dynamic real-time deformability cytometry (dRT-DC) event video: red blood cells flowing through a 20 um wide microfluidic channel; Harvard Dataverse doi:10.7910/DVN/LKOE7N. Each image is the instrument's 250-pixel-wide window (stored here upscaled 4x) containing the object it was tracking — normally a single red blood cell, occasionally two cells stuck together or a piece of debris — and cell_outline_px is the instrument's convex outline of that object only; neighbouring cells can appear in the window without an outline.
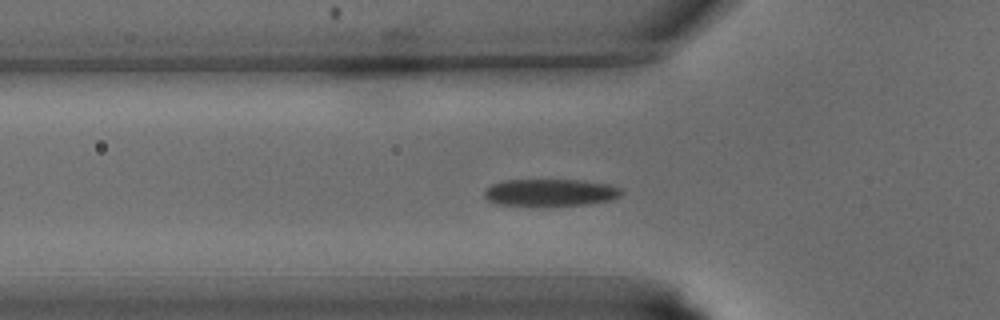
{"species": "common noctule bat (a hibernating species)", "species_latin": "Nyctalus noctula", "temperature_condition": "warm", "stored_images_in_passage": 30, "camera_frame_rate_fps": 3000, "um_per_image_px": 0.085, "animal": {"sex": "male", "body_mass_g": 15.6}, "frame": {"image": 1, "passage_image": 4, "time_ms": 1.0, "image_size_px": [1000, 320], "cell_outline_px": [[624, 192], [620, 196], [608, 200], [588, 204], [500, 204], [488, 200], [484, 196], [484, 192], [492, 184], [504, 180], [584, 180], [608, 184], [620, 188]], "centroid_in_image_um": [46.81, 16.33], "position_along_channel_um": 79.0, "area_um2": 21.04}}
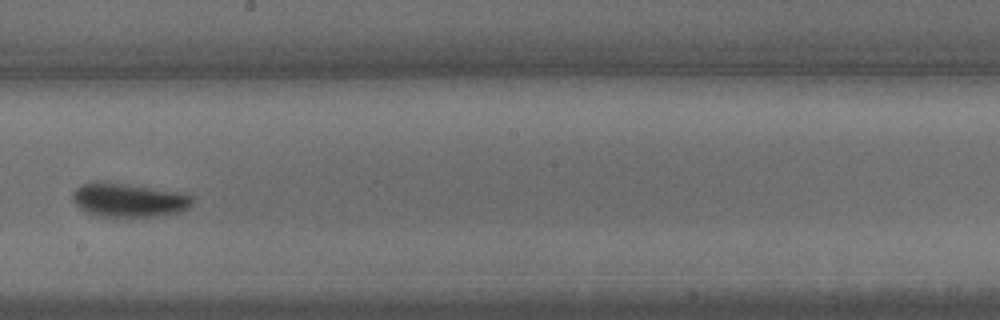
{"frame": {"image": 2, "passage_image": 13, "time_ms": 4.0, "image_size_px": [1000, 320], "cell_outline_px": [[192, 204], [188, 208], [180, 212], [156, 216], [128, 220], [100, 216], [88, 212], [80, 208], [72, 200], [72, 192], [80, 184], [92, 180], [128, 184], [176, 192], [192, 196]], "centroid_in_image_um": [10.88, 17.03], "position_along_channel_um": 237.3, "area_um2": 24.28}}
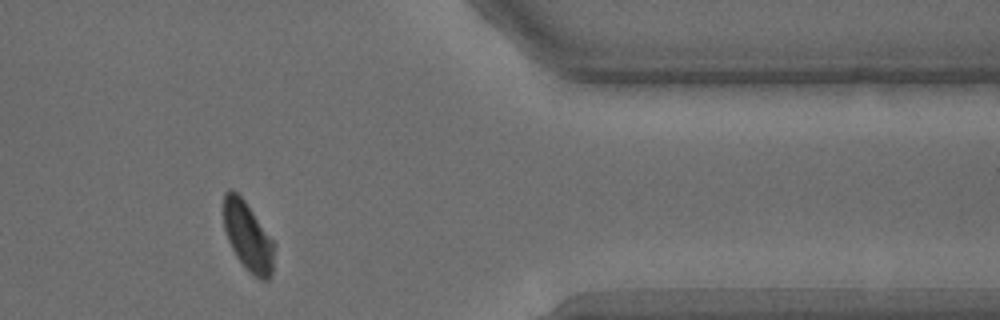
{"frame": {"image": 3, "passage_image": 23, "time_ms": 7.333, "image_size_px": [1000, 320], "cell_outline_px": [[276, 244], [272, 276], [268, 280], [260, 280], [236, 256], [228, 240], [224, 228], [224, 192], [228, 188], [232, 188], [244, 200]], "centroid_in_image_um": [21.1, 20.09], "position_along_channel_um": 390.3, "area_um2": 20.23}}